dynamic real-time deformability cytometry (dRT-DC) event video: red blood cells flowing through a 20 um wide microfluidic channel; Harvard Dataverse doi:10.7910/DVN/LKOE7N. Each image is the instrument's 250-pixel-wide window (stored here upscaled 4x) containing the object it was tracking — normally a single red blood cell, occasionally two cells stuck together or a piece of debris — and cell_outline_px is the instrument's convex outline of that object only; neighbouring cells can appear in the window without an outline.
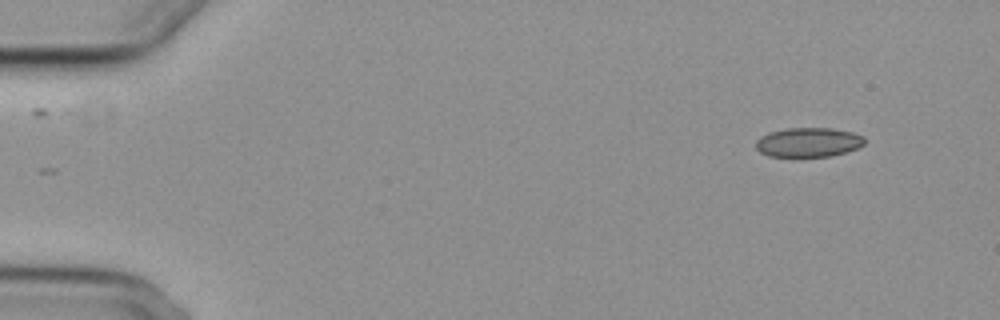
{"species": "common noctule bat (a hibernating species)", "species_latin": "Nyctalus noctula", "temperature_condition": "cold", "stored_images_in_passage": 51, "camera_frame_rate_fps": 3000, "um_per_image_px": 0.085, "animal": {"sex": "female", "body_mass_g": 29.2, "forearm_length_mm": 56.3}, "frame": {"image": 1, "passage_image": 1, "time_ms": 0.0, "image_size_px": [1000, 320], "cell_outline_px": [[864, 144], [860, 148], [832, 156], [768, 156], [760, 152], [756, 148], [756, 140], [760, 136], [768, 132], [788, 128], [832, 128], [852, 132], [864, 136]], "centroid_in_image_um": [68.72, 12.09], "position_along_channel_um": 16.3, "area_um2": 18.73}}
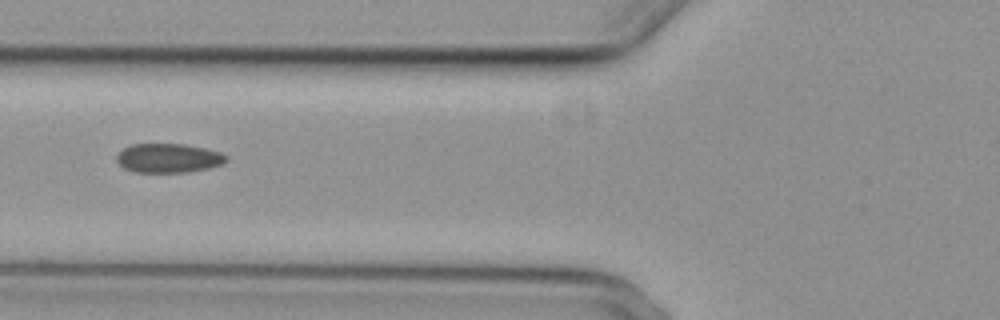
{"frame": {"image": 2, "passage_image": 18, "time_ms": 5.667, "image_size_px": [1000, 320], "cell_outline_px": [[228, 160], [224, 164], [208, 168], [188, 172], [136, 172], [124, 168], [116, 160], [116, 156], [124, 148], [132, 144], [184, 144], [204, 148], [220, 152], [228, 156]], "centroid_in_image_um": [14.35, 13.44], "position_along_channel_um": 111.5, "area_um2": 18.61}}
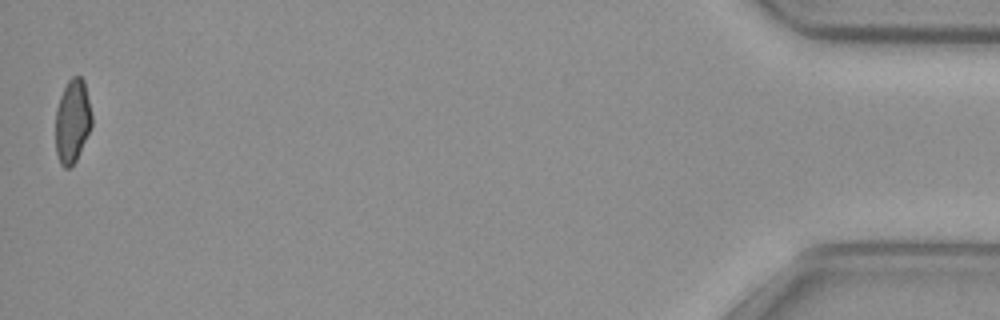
{"frame": {"image": 3, "passage_image": 51, "time_ms": 16.667, "image_size_px": [1000, 320], "cell_outline_px": [[92, 124], [76, 160], [68, 168], [64, 168], [60, 164], [56, 152], [56, 108], [60, 96], [68, 80], [72, 76], [80, 76], [84, 80], [92, 116]], "centroid_in_image_um": [6.15, 10.28], "position_along_channel_um": 429.1, "area_um2": 17.51}, "authors_computed_cell_mechanics": {"area_um2": 19.0162, "velocity_mm_per_s": 3.7403, "shape_relaxation_time_tau1_ms": null, "shape_relaxation_time_tau2_ms": 2.5299, "deformation_change_tau1": null, "deformation_change_tau2": 0.0453}}